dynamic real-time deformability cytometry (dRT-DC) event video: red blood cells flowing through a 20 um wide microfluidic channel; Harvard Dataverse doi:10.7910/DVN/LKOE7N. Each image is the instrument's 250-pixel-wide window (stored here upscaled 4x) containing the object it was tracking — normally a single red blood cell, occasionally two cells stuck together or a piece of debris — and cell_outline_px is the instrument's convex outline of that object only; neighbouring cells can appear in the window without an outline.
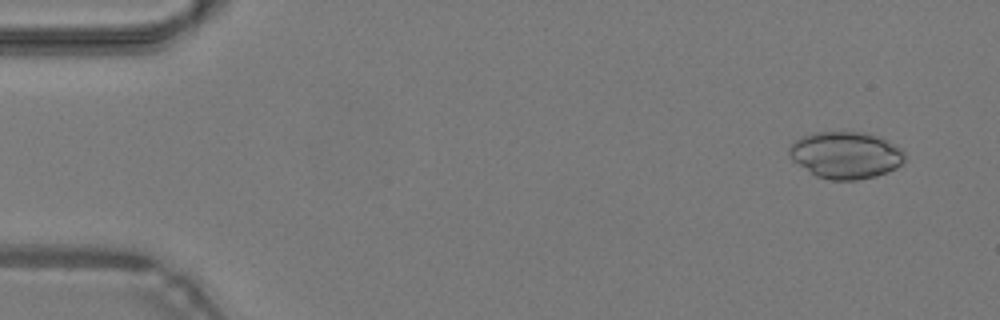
{"species": "common noctule bat (a hibernating species)", "species_latin": "Nyctalus noctula", "temperature_condition": "warm", "stored_images_in_passage": 47, "camera_frame_rate_fps": 3000, "um_per_image_px": 0.085, "animal": {"sex": "male", "body_mass_g": 19.2, "forearm_length_mm": 51.8}, "frame": {"image": 1, "passage_image": 3, "time_ms": 0.667, "image_size_px": [1000, 320], "cell_outline_px": [[904, 164], [888, 172], [876, 176], [856, 180], [832, 180], [816, 176], [792, 160], [788, 152], [788, 148], [796, 140], [812, 132], [864, 132], [880, 136], [900, 148], [904, 152]], "centroid_in_image_um": [71.9, 13.18], "position_along_channel_um": 13.1, "area_um2": 31.67}}